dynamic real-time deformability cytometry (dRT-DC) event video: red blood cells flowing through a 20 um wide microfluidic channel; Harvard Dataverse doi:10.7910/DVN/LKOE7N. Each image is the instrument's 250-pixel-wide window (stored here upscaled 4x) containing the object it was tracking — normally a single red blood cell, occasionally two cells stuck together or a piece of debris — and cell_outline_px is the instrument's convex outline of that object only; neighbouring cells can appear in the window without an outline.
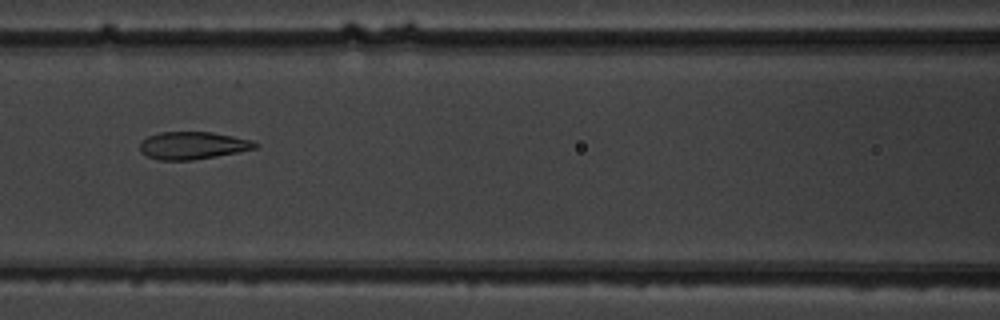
{"species": "common noctule bat (a hibernating species)", "species_latin": "Nyctalus noctula", "temperature_condition": "warm", "stored_images_in_passage": 8, "camera_frame_rate_fps": 3000, "um_per_image_px": 0.085, "animal": {"sex": "male", "body_mass_g": 19.5, "forearm_length_mm": 54.6}, "frame": {"image": 1, "passage_image": 6, "time_ms": 6.667, "image_size_px": [1000, 320], "cell_outline_px": [[260, 144], [256, 148], [216, 156], [192, 160], [160, 160], [148, 156], [140, 152], [140, 144], [148, 136], [160, 132], [212, 132], [252, 140]], "centroid_in_image_um": [16.39, 12.36], "position_along_channel_um": 150.2, "area_um2": 18.32}}
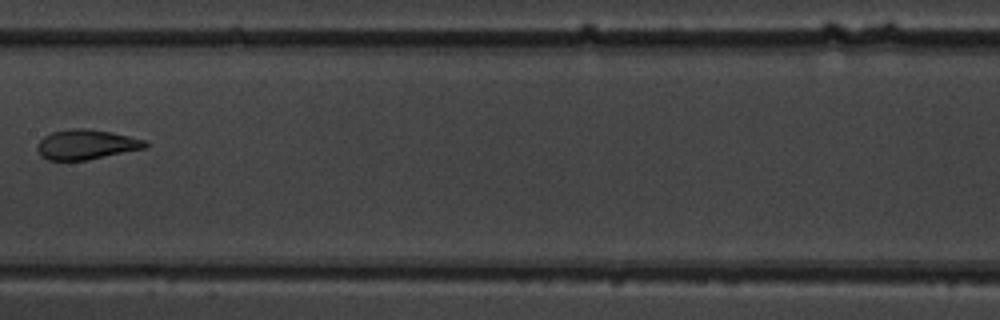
{"frame": {"image": 2, "passage_image": 7, "time_ms": 8.0, "image_size_px": [1000, 320], "cell_outline_px": [[148, 144], [144, 148], [88, 160], [48, 160], [40, 156], [36, 148], [36, 144], [44, 136], [52, 132], [72, 128], [84, 128], [112, 132], [148, 140]], "centroid_in_image_um": [7.31, 12.28], "position_along_channel_um": 200.1, "area_um2": 18.9}}
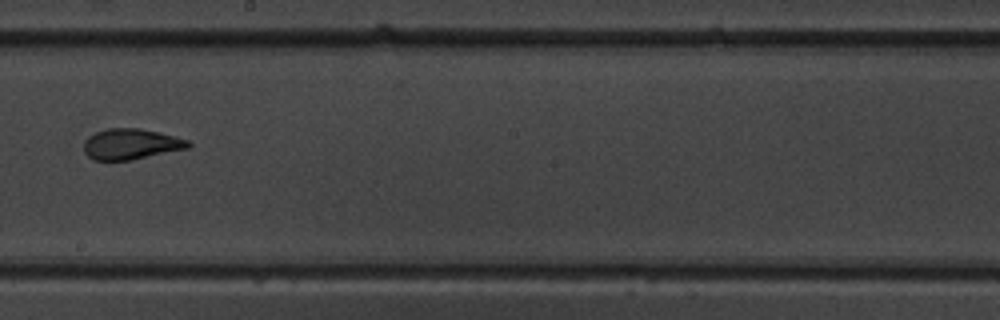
{"frame": {"image": 3, "passage_image": 8, "time_ms": 9.0, "image_size_px": [1000, 320], "cell_outline_px": [[192, 144], [188, 148], [132, 160], [92, 160], [84, 152], [84, 140], [88, 136], [96, 132], [108, 128], [140, 128], [176, 136], [188, 140]], "centroid_in_image_um": [11.12, 12.25], "position_along_channel_um": 237.1, "area_um2": 18.79}}